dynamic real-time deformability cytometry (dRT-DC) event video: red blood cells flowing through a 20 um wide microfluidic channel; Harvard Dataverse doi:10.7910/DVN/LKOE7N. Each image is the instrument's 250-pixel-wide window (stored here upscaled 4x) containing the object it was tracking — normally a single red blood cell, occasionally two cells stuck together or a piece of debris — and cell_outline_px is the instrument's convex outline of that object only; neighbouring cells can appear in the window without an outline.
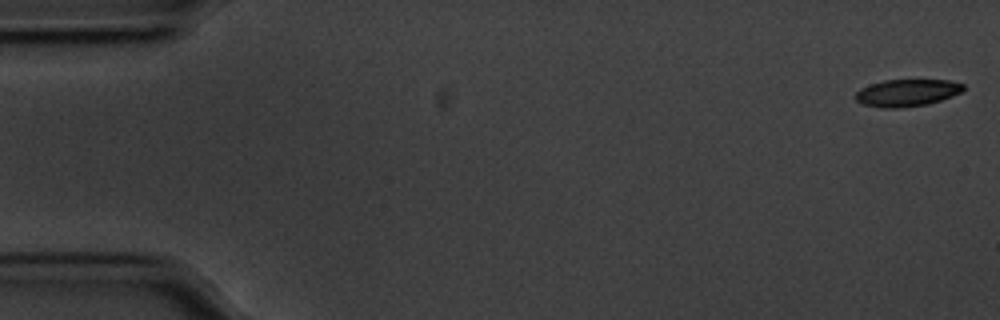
{"species": "common noctule bat (a hibernating species)", "species_latin": "Nyctalus noctula", "temperature_condition": "cold", "stored_images_in_passage": 56, "camera_frame_rate_fps": 3000, "um_per_image_px": 0.085, "animal": {"sex": "male", "body_mass_g": 20.1, "forearm_length_mm": 53.5}, "frame": {"image": 1, "passage_image": 1, "time_ms": 0.0, "image_size_px": [1000, 320], "cell_outline_px": [[964, 88], [960, 92], [952, 96], [928, 104], [900, 108], [880, 108], [860, 104], [856, 100], [856, 92], [860, 88], [884, 80], [948, 80], [964, 84]], "centroid_in_image_um": [77.06, 7.9], "position_along_channel_um": 7.9, "area_um2": 17.05}}
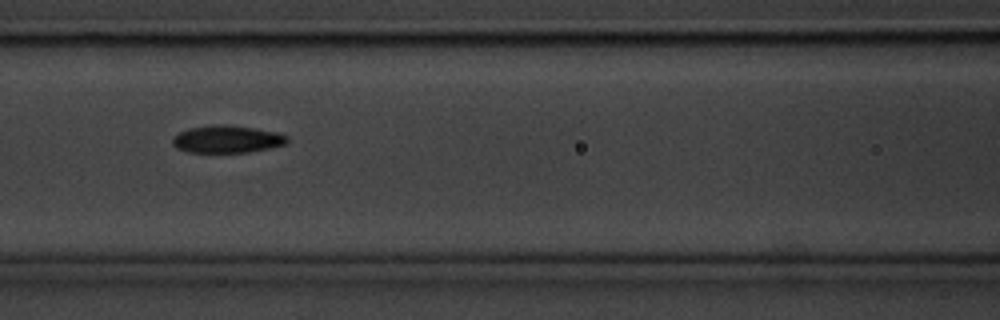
{"frame": {"image": 2, "passage_image": 24, "time_ms": 7.667, "image_size_px": [1000, 320], "cell_outline_px": [[288, 144], [248, 152], [188, 152], [176, 148], [172, 144], [172, 136], [188, 128], [212, 124], [228, 124], [276, 132], [288, 136]], "centroid_in_image_um": [19.27, 11.82], "position_along_channel_um": 147.3, "area_um2": 18.44}}
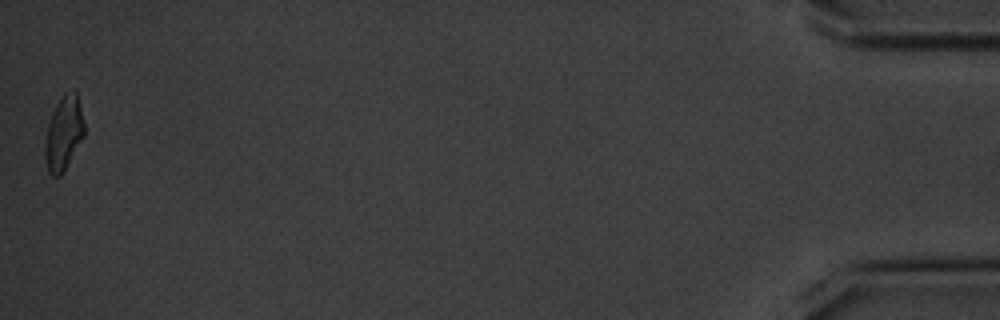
{"frame": {"image": 3, "passage_image": 56, "time_ms": 18.333, "image_size_px": [1000, 320], "cell_outline_px": [[84, 136], [64, 172], [60, 176], [52, 176], [48, 172], [44, 156], [44, 148], [48, 124], [52, 112], [56, 104], [64, 92], [76, 88], [84, 124]], "centroid_in_image_um": [5.41, 11.32], "position_along_channel_um": 429.8, "area_um2": 17.17}, "authors_computed_cell_mechanics": {"area_um2": 17.7446, "velocity_mm_per_s": 3.54, "shape_relaxation_time_tau1_ms": 4.3539, "shape_relaxation_time_tau2_ms": 4.5683, "deformation_change_tau1": 0.1357, "deformation_change_tau2": 0.0948}}